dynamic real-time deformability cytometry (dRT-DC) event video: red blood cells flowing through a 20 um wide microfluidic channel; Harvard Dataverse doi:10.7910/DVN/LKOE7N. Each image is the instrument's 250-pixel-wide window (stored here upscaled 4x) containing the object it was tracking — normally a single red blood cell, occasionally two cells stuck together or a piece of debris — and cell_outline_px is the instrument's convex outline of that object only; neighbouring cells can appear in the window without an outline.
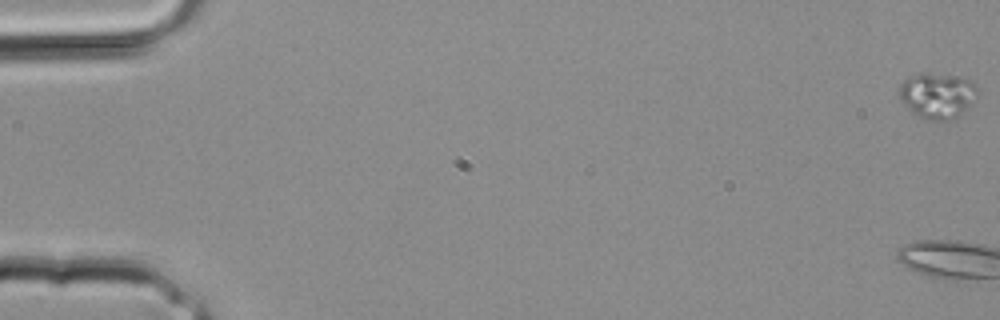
{"species": "common noctule bat (a hibernating species)", "species_latin": "Nyctalus noctula", "temperature_condition": "room temperature", "stored_images_in_passage": 15, "camera_frame_rate_fps": 3000, "um_per_image_px": 0.085, "animal": {"sex": "male", "body_mass_g": 20.4}, "frame": {"image": 1, "passage_image": 1, "time_ms": 0.0, "image_size_px": [1000, 320], "cell_outline_px": [[980, 88], [960, 116], [948, 120], [936, 120], [916, 116], [900, 100], [900, 84], [908, 76], [920, 72], [924, 72], [964, 76], [972, 80]], "centroid_in_image_um": [79.68, 8.07], "position_along_channel_um": 5.3, "area_um2": 21.04}}
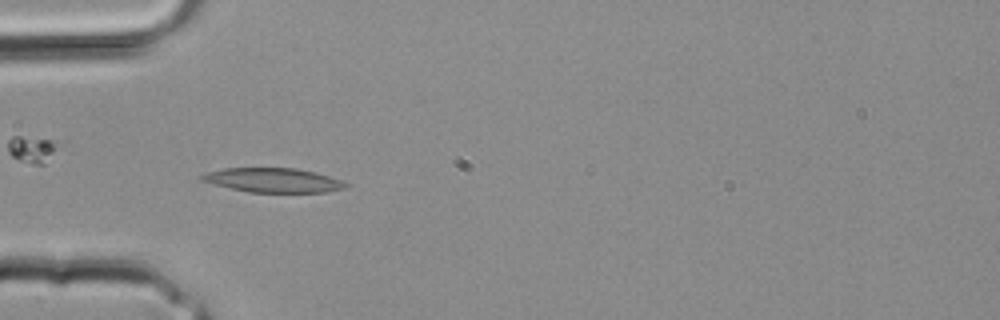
{"frame": {"image": 2, "passage_image": 13, "time_ms": 4.0, "image_size_px": [1000, 320], "cell_outline_px": [[352, 184], [348, 188], [324, 192], [248, 192], [200, 180], [200, 176], [208, 172], [224, 168], [296, 168], [316, 172]], "centroid_in_image_um": [23.29, 15.31], "position_along_channel_um": 61.7, "area_um2": 20.29}}
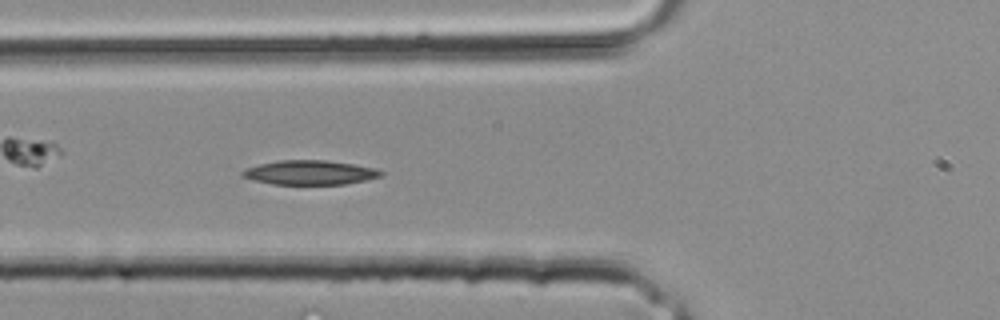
{"frame": {"image": 3, "passage_image": 15, "time_ms": 4.667, "image_size_px": [1000, 320], "cell_outline_px": [[384, 172], [380, 176], [368, 180], [344, 184], [272, 184], [252, 180], [240, 176], [240, 172], [244, 168], [260, 164], [280, 160], [324, 160], [352, 164], [376, 168]], "centroid_in_image_um": [26.3, 14.67], "position_along_channel_um": 99.5, "area_um2": 19.71}}